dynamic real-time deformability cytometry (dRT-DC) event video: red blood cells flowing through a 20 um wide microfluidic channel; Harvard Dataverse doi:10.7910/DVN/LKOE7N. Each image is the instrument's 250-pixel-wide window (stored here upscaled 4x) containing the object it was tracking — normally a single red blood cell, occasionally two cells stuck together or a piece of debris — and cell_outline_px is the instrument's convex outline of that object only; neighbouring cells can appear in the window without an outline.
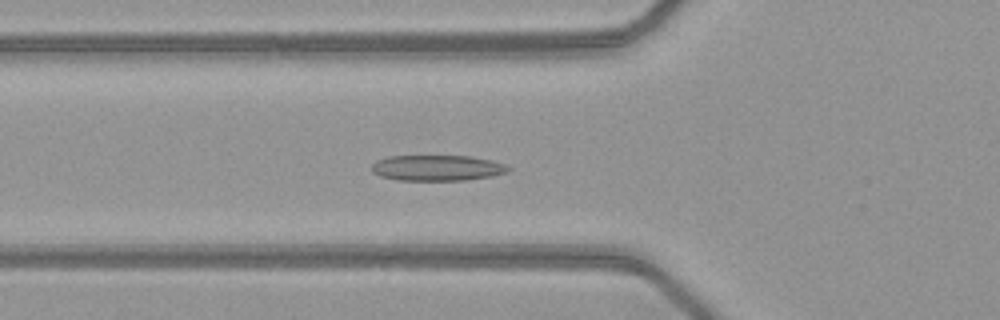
{"species": "common noctule bat (a hibernating species)", "species_latin": "Nyctalus noctula", "temperature_condition": "warm", "stored_images_in_passage": 46, "camera_frame_rate_fps": 3000, "um_per_image_px": 0.085, "animal": {"sex": "female", "body_mass_g": 21.9}, "frame": {"image": 1, "passage_image": 14, "time_ms": 4.333, "image_size_px": [1000, 320], "cell_outline_px": [[512, 168], [508, 172], [492, 176], [464, 180], [396, 180], [380, 176], [372, 172], [372, 164], [376, 160], [388, 156], [472, 156], [492, 160], [504, 164]], "centroid_in_image_um": [37.16, 14.27], "position_along_channel_um": 88.6, "area_um2": 20.58}}
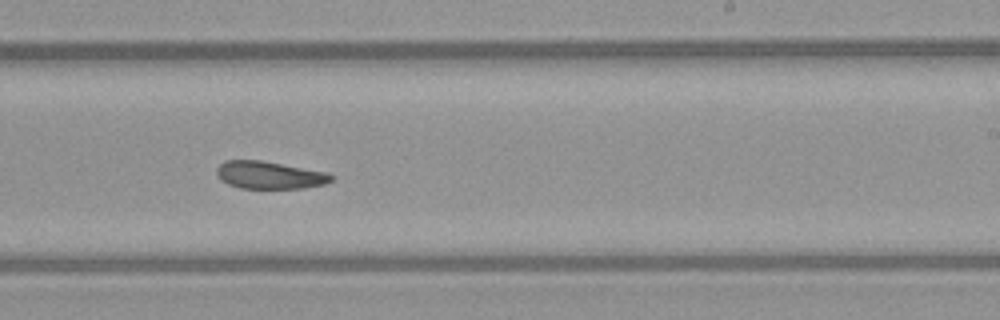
{"frame": {"image": 2, "passage_image": 27, "time_ms": 8.667, "image_size_px": [1000, 320], "cell_outline_px": [[336, 176], [332, 180], [324, 184], [304, 188], [240, 188], [228, 184], [220, 180], [216, 172], [216, 168], [224, 160], [260, 160], [328, 172]], "centroid_in_image_um": [22.91, 14.88], "position_along_channel_um": 266.1, "area_um2": 18.5}}
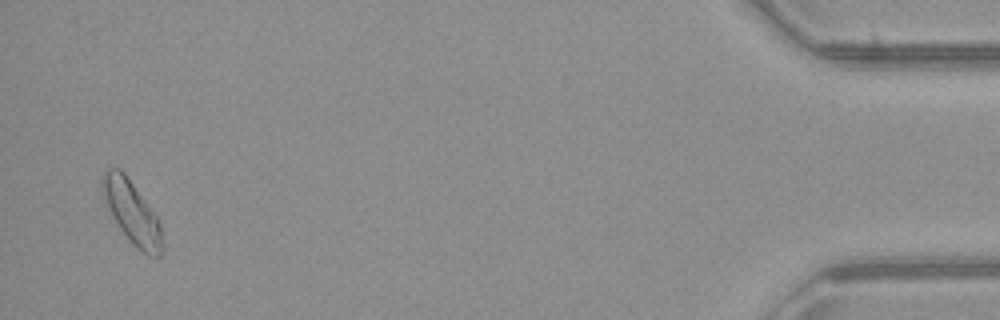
{"frame": {"image": 3, "passage_image": 45, "time_ms": 14.667, "image_size_px": [1000, 320], "cell_outline_px": [[164, 252], [160, 256], [148, 256], [132, 244], [128, 240], [112, 216], [108, 208], [100, 188], [100, 176], [104, 168], [120, 168], [124, 172], [156, 216], [160, 224], [164, 248]], "centroid_in_image_um": [11.19, 18.04], "position_along_channel_um": 424.0, "area_um2": 22.02}, "authors_computed_cell_mechanics": {"area_um2": 20.0277, "velocity_mm_per_s": 4.0796, "shape_relaxation_time_tau1_ms": 4.3723, "shape_relaxation_time_tau2_ms": 4.0782, "deformation_change_tau1": 0.1199, "deformation_change_tau2": 0.1159}}